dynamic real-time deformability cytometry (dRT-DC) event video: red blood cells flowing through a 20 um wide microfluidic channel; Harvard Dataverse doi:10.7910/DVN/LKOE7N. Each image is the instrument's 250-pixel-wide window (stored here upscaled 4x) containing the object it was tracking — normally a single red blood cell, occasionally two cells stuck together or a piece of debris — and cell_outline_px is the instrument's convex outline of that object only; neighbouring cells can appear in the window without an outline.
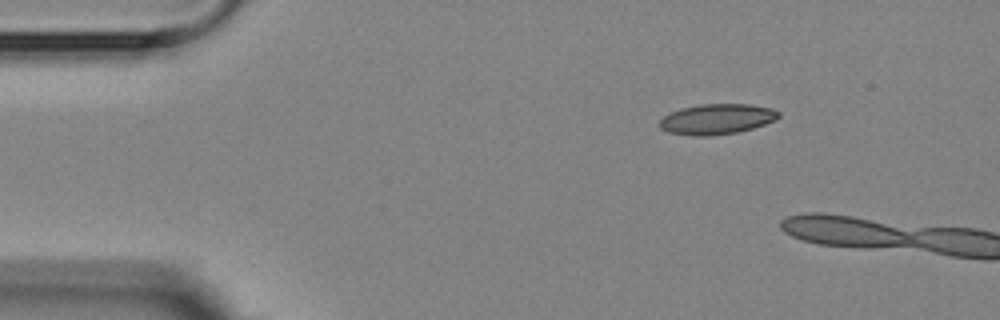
{"species": "Egyptian fruit bat (a non-hibernating species)", "species_latin": "Rousettus aegyptiacus", "temperature_condition": "room temperature", "stored_images_in_passage": 3, "camera_frame_rate_fps": 3000, "um_per_image_px": 0.085, "animal": {"sex": "female"}, "frame": {"image": 1, "passage_image": 1, "time_ms": 0.0, "image_size_px": [1000, 320], "cell_outline_px": [[780, 116], [776, 120], [752, 128], [736, 132], [708, 136], [692, 136], [668, 132], [660, 128], [660, 120], [664, 116], [680, 108], [700, 104], [752, 104], [772, 108], [780, 112]], "centroid_in_image_um": [60.94, 10.12], "position_along_channel_um": 24.1, "area_um2": 21.1}}